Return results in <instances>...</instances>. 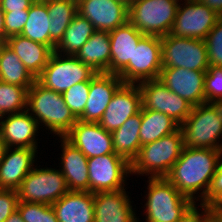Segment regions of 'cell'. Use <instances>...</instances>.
<instances>
[{"label": "cell", "instance_id": "cell-1", "mask_svg": "<svg viewBox=\"0 0 222 222\" xmlns=\"http://www.w3.org/2000/svg\"><path fill=\"white\" fill-rule=\"evenodd\" d=\"M221 159V150L184 146L165 178L194 203L206 204V196Z\"/></svg>", "mask_w": 222, "mask_h": 222}, {"label": "cell", "instance_id": "cell-2", "mask_svg": "<svg viewBox=\"0 0 222 222\" xmlns=\"http://www.w3.org/2000/svg\"><path fill=\"white\" fill-rule=\"evenodd\" d=\"M26 110L40 128L46 127L54 137H64L78 120L65 104L62 93L45 88L37 80L28 89Z\"/></svg>", "mask_w": 222, "mask_h": 222}, {"label": "cell", "instance_id": "cell-3", "mask_svg": "<svg viewBox=\"0 0 222 222\" xmlns=\"http://www.w3.org/2000/svg\"><path fill=\"white\" fill-rule=\"evenodd\" d=\"M180 129L185 147L222 151V99L193 106Z\"/></svg>", "mask_w": 222, "mask_h": 222}, {"label": "cell", "instance_id": "cell-4", "mask_svg": "<svg viewBox=\"0 0 222 222\" xmlns=\"http://www.w3.org/2000/svg\"><path fill=\"white\" fill-rule=\"evenodd\" d=\"M183 148V133L180 128L155 142L144 144L131 163V175L165 178L179 159Z\"/></svg>", "mask_w": 222, "mask_h": 222}, {"label": "cell", "instance_id": "cell-5", "mask_svg": "<svg viewBox=\"0 0 222 222\" xmlns=\"http://www.w3.org/2000/svg\"><path fill=\"white\" fill-rule=\"evenodd\" d=\"M144 191L145 222H178L194 202L166 178H148Z\"/></svg>", "mask_w": 222, "mask_h": 222}, {"label": "cell", "instance_id": "cell-6", "mask_svg": "<svg viewBox=\"0 0 222 222\" xmlns=\"http://www.w3.org/2000/svg\"><path fill=\"white\" fill-rule=\"evenodd\" d=\"M180 0H135L128 21L144 35L165 36L174 25Z\"/></svg>", "mask_w": 222, "mask_h": 222}, {"label": "cell", "instance_id": "cell-7", "mask_svg": "<svg viewBox=\"0 0 222 222\" xmlns=\"http://www.w3.org/2000/svg\"><path fill=\"white\" fill-rule=\"evenodd\" d=\"M34 166L16 190L19 201L52 205L69 189L59 169Z\"/></svg>", "mask_w": 222, "mask_h": 222}, {"label": "cell", "instance_id": "cell-8", "mask_svg": "<svg viewBox=\"0 0 222 222\" xmlns=\"http://www.w3.org/2000/svg\"><path fill=\"white\" fill-rule=\"evenodd\" d=\"M96 74L97 72L75 56L53 51L36 80L47 89L63 93L77 83L90 81Z\"/></svg>", "mask_w": 222, "mask_h": 222}, {"label": "cell", "instance_id": "cell-9", "mask_svg": "<svg viewBox=\"0 0 222 222\" xmlns=\"http://www.w3.org/2000/svg\"><path fill=\"white\" fill-rule=\"evenodd\" d=\"M161 52L162 68L207 71L210 66L205 40L177 37L169 33L161 36Z\"/></svg>", "mask_w": 222, "mask_h": 222}, {"label": "cell", "instance_id": "cell-10", "mask_svg": "<svg viewBox=\"0 0 222 222\" xmlns=\"http://www.w3.org/2000/svg\"><path fill=\"white\" fill-rule=\"evenodd\" d=\"M162 69L161 37L144 35L134 48L133 60L117 74L125 84L159 79Z\"/></svg>", "mask_w": 222, "mask_h": 222}, {"label": "cell", "instance_id": "cell-11", "mask_svg": "<svg viewBox=\"0 0 222 222\" xmlns=\"http://www.w3.org/2000/svg\"><path fill=\"white\" fill-rule=\"evenodd\" d=\"M89 192L126 189L131 176V164L118 154L88 158Z\"/></svg>", "mask_w": 222, "mask_h": 222}, {"label": "cell", "instance_id": "cell-12", "mask_svg": "<svg viewBox=\"0 0 222 222\" xmlns=\"http://www.w3.org/2000/svg\"><path fill=\"white\" fill-rule=\"evenodd\" d=\"M179 3L170 34L177 37L205 40L220 18L212 9L197 0Z\"/></svg>", "mask_w": 222, "mask_h": 222}, {"label": "cell", "instance_id": "cell-13", "mask_svg": "<svg viewBox=\"0 0 222 222\" xmlns=\"http://www.w3.org/2000/svg\"><path fill=\"white\" fill-rule=\"evenodd\" d=\"M142 108L168 115L181 125L190 114L192 105L170 91L159 79L146 80L138 84Z\"/></svg>", "mask_w": 222, "mask_h": 222}, {"label": "cell", "instance_id": "cell-14", "mask_svg": "<svg viewBox=\"0 0 222 222\" xmlns=\"http://www.w3.org/2000/svg\"><path fill=\"white\" fill-rule=\"evenodd\" d=\"M206 71L188 70L178 67H163L159 80L172 92L192 106L205 103Z\"/></svg>", "mask_w": 222, "mask_h": 222}, {"label": "cell", "instance_id": "cell-15", "mask_svg": "<svg viewBox=\"0 0 222 222\" xmlns=\"http://www.w3.org/2000/svg\"><path fill=\"white\" fill-rule=\"evenodd\" d=\"M142 108L141 91L138 84H123L108 104L99 125L108 132L121 127L125 121L139 113Z\"/></svg>", "mask_w": 222, "mask_h": 222}, {"label": "cell", "instance_id": "cell-16", "mask_svg": "<svg viewBox=\"0 0 222 222\" xmlns=\"http://www.w3.org/2000/svg\"><path fill=\"white\" fill-rule=\"evenodd\" d=\"M77 11L99 31L111 32L128 21V7L116 0H77Z\"/></svg>", "mask_w": 222, "mask_h": 222}, {"label": "cell", "instance_id": "cell-17", "mask_svg": "<svg viewBox=\"0 0 222 222\" xmlns=\"http://www.w3.org/2000/svg\"><path fill=\"white\" fill-rule=\"evenodd\" d=\"M64 137L87 158L116 154L113 150L112 133L102 128L99 123L77 120Z\"/></svg>", "mask_w": 222, "mask_h": 222}, {"label": "cell", "instance_id": "cell-18", "mask_svg": "<svg viewBox=\"0 0 222 222\" xmlns=\"http://www.w3.org/2000/svg\"><path fill=\"white\" fill-rule=\"evenodd\" d=\"M127 189L94 193V222H140ZM137 216V217H136Z\"/></svg>", "mask_w": 222, "mask_h": 222}, {"label": "cell", "instance_id": "cell-19", "mask_svg": "<svg viewBox=\"0 0 222 222\" xmlns=\"http://www.w3.org/2000/svg\"><path fill=\"white\" fill-rule=\"evenodd\" d=\"M37 155L38 149L7 147L0 162V189L17 190L39 162Z\"/></svg>", "mask_w": 222, "mask_h": 222}, {"label": "cell", "instance_id": "cell-20", "mask_svg": "<svg viewBox=\"0 0 222 222\" xmlns=\"http://www.w3.org/2000/svg\"><path fill=\"white\" fill-rule=\"evenodd\" d=\"M124 84L117 74L97 73L90 80L89 96L83 114L78 120L98 123L110 100Z\"/></svg>", "mask_w": 222, "mask_h": 222}, {"label": "cell", "instance_id": "cell-21", "mask_svg": "<svg viewBox=\"0 0 222 222\" xmlns=\"http://www.w3.org/2000/svg\"><path fill=\"white\" fill-rule=\"evenodd\" d=\"M39 129L38 122L27 110L4 115L0 126L6 147L17 148L39 149Z\"/></svg>", "mask_w": 222, "mask_h": 222}, {"label": "cell", "instance_id": "cell-22", "mask_svg": "<svg viewBox=\"0 0 222 222\" xmlns=\"http://www.w3.org/2000/svg\"><path fill=\"white\" fill-rule=\"evenodd\" d=\"M61 154L58 167L69 191H89L88 158L65 137H58Z\"/></svg>", "mask_w": 222, "mask_h": 222}, {"label": "cell", "instance_id": "cell-23", "mask_svg": "<svg viewBox=\"0 0 222 222\" xmlns=\"http://www.w3.org/2000/svg\"><path fill=\"white\" fill-rule=\"evenodd\" d=\"M58 222H94V193L68 191L52 204Z\"/></svg>", "mask_w": 222, "mask_h": 222}, {"label": "cell", "instance_id": "cell-24", "mask_svg": "<svg viewBox=\"0 0 222 222\" xmlns=\"http://www.w3.org/2000/svg\"><path fill=\"white\" fill-rule=\"evenodd\" d=\"M111 61L109 73L118 74L130 60H133L134 48L144 36L129 21L109 32Z\"/></svg>", "mask_w": 222, "mask_h": 222}, {"label": "cell", "instance_id": "cell-25", "mask_svg": "<svg viewBox=\"0 0 222 222\" xmlns=\"http://www.w3.org/2000/svg\"><path fill=\"white\" fill-rule=\"evenodd\" d=\"M6 45L19 57L29 73L37 79L46 67L53 50L22 35L8 37Z\"/></svg>", "mask_w": 222, "mask_h": 222}, {"label": "cell", "instance_id": "cell-26", "mask_svg": "<svg viewBox=\"0 0 222 222\" xmlns=\"http://www.w3.org/2000/svg\"><path fill=\"white\" fill-rule=\"evenodd\" d=\"M75 57L97 73H109L111 61L109 32L96 30Z\"/></svg>", "mask_w": 222, "mask_h": 222}, {"label": "cell", "instance_id": "cell-27", "mask_svg": "<svg viewBox=\"0 0 222 222\" xmlns=\"http://www.w3.org/2000/svg\"><path fill=\"white\" fill-rule=\"evenodd\" d=\"M141 111L129 117L124 124L112 132L114 153L126 159L130 164L138 155L141 144Z\"/></svg>", "mask_w": 222, "mask_h": 222}, {"label": "cell", "instance_id": "cell-28", "mask_svg": "<svg viewBox=\"0 0 222 222\" xmlns=\"http://www.w3.org/2000/svg\"><path fill=\"white\" fill-rule=\"evenodd\" d=\"M47 10L50 17V48L55 51L69 24L78 14L77 0H47Z\"/></svg>", "mask_w": 222, "mask_h": 222}, {"label": "cell", "instance_id": "cell-29", "mask_svg": "<svg viewBox=\"0 0 222 222\" xmlns=\"http://www.w3.org/2000/svg\"><path fill=\"white\" fill-rule=\"evenodd\" d=\"M140 144L155 142L163 136L176 132L180 125L168 115L141 108Z\"/></svg>", "mask_w": 222, "mask_h": 222}, {"label": "cell", "instance_id": "cell-30", "mask_svg": "<svg viewBox=\"0 0 222 222\" xmlns=\"http://www.w3.org/2000/svg\"><path fill=\"white\" fill-rule=\"evenodd\" d=\"M49 26L47 0H35L28 10V20L20 35L50 47Z\"/></svg>", "mask_w": 222, "mask_h": 222}, {"label": "cell", "instance_id": "cell-31", "mask_svg": "<svg viewBox=\"0 0 222 222\" xmlns=\"http://www.w3.org/2000/svg\"><path fill=\"white\" fill-rule=\"evenodd\" d=\"M95 31L88 19L77 14L66 29L63 38L56 45L55 52L75 56Z\"/></svg>", "mask_w": 222, "mask_h": 222}, {"label": "cell", "instance_id": "cell-32", "mask_svg": "<svg viewBox=\"0 0 222 222\" xmlns=\"http://www.w3.org/2000/svg\"><path fill=\"white\" fill-rule=\"evenodd\" d=\"M0 81L22 87H31L36 81L19 57L7 45L0 53Z\"/></svg>", "mask_w": 222, "mask_h": 222}, {"label": "cell", "instance_id": "cell-33", "mask_svg": "<svg viewBox=\"0 0 222 222\" xmlns=\"http://www.w3.org/2000/svg\"><path fill=\"white\" fill-rule=\"evenodd\" d=\"M29 88L0 81L1 114L4 116L26 110Z\"/></svg>", "mask_w": 222, "mask_h": 222}, {"label": "cell", "instance_id": "cell-34", "mask_svg": "<svg viewBox=\"0 0 222 222\" xmlns=\"http://www.w3.org/2000/svg\"><path fill=\"white\" fill-rule=\"evenodd\" d=\"M17 211L24 222H58L52 205L19 201Z\"/></svg>", "mask_w": 222, "mask_h": 222}, {"label": "cell", "instance_id": "cell-35", "mask_svg": "<svg viewBox=\"0 0 222 222\" xmlns=\"http://www.w3.org/2000/svg\"><path fill=\"white\" fill-rule=\"evenodd\" d=\"M90 81H83L73 85L62 93L65 104L70 108L73 115L78 119L85 110L89 96Z\"/></svg>", "mask_w": 222, "mask_h": 222}, {"label": "cell", "instance_id": "cell-36", "mask_svg": "<svg viewBox=\"0 0 222 222\" xmlns=\"http://www.w3.org/2000/svg\"><path fill=\"white\" fill-rule=\"evenodd\" d=\"M210 66L222 67V17L205 38Z\"/></svg>", "mask_w": 222, "mask_h": 222}, {"label": "cell", "instance_id": "cell-37", "mask_svg": "<svg viewBox=\"0 0 222 222\" xmlns=\"http://www.w3.org/2000/svg\"><path fill=\"white\" fill-rule=\"evenodd\" d=\"M205 101L222 99V67L209 66L205 75Z\"/></svg>", "mask_w": 222, "mask_h": 222}, {"label": "cell", "instance_id": "cell-38", "mask_svg": "<svg viewBox=\"0 0 222 222\" xmlns=\"http://www.w3.org/2000/svg\"><path fill=\"white\" fill-rule=\"evenodd\" d=\"M28 20V10L4 12L5 36L20 35Z\"/></svg>", "mask_w": 222, "mask_h": 222}, {"label": "cell", "instance_id": "cell-39", "mask_svg": "<svg viewBox=\"0 0 222 222\" xmlns=\"http://www.w3.org/2000/svg\"><path fill=\"white\" fill-rule=\"evenodd\" d=\"M206 204L211 208L222 209V159L219 161L212 183L206 196Z\"/></svg>", "mask_w": 222, "mask_h": 222}, {"label": "cell", "instance_id": "cell-40", "mask_svg": "<svg viewBox=\"0 0 222 222\" xmlns=\"http://www.w3.org/2000/svg\"><path fill=\"white\" fill-rule=\"evenodd\" d=\"M18 202L16 190L0 189V222H4L17 210Z\"/></svg>", "mask_w": 222, "mask_h": 222}, {"label": "cell", "instance_id": "cell-41", "mask_svg": "<svg viewBox=\"0 0 222 222\" xmlns=\"http://www.w3.org/2000/svg\"><path fill=\"white\" fill-rule=\"evenodd\" d=\"M35 0H0L4 12L29 10Z\"/></svg>", "mask_w": 222, "mask_h": 222}, {"label": "cell", "instance_id": "cell-42", "mask_svg": "<svg viewBox=\"0 0 222 222\" xmlns=\"http://www.w3.org/2000/svg\"><path fill=\"white\" fill-rule=\"evenodd\" d=\"M197 204L194 203L178 222H202V203Z\"/></svg>", "mask_w": 222, "mask_h": 222}, {"label": "cell", "instance_id": "cell-43", "mask_svg": "<svg viewBox=\"0 0 222 222\" xmlns=\"http://www.w3.org/2000/svg\"><path fill=\"white\" fill-rule=\"evenodd\" d=\"M202 222H222V209L211 208L202 203Z\"/></svg>", "mask_w": 222, "mask_h": 222}, {"label": "cell", "instance_id": "cell-44", "mask_svg": "<svg viewBox=\"0 0 222 222\" xmlns=\"http://www.w3.org/2000/svg\"><path fill=\"white\" fill-rule=\"evenodd\" d=\"M212 9L219 17H222V0H197Z\"/></svg>", "mask_w": 222, "mask_h": 222}, {"label": "cell", "instance_id": "cell-45", "mask_svg": "<svg viewBox=\"0 0 222 222\" xmlns=\"http://www.w3.org/2000/svg\"><path fill=\"white\" fill-rule=\"evenodd\" d=\"M0 39H4L5 41L7 40L4 31V11L2 10L1 7H0Z\"/></svg>", "mask_w": 222, "mask_h": 222}, {"label": "cell", "instance_id": "cell-46", "mask_svg": "<svg viewBox=\"0 0 222 222\" xmlns=\"http://www.w3.org/2000/svg\"><path fill=\"white\" fill-rule=\"evenodd\" d=\"M4 222H24L21 218V215L16 210L13 214H11Z\"/></svg>", "mask_w": 222, "mask_h": 222}, {"label": "cell", "instance_id": "cell-47", "mask_svg": "<svg viewBox=\"0 0 222 222\" xmlns=\"http://www.w3.org/2000/svg\"><path fill=\"white\" fill-rule=\"evenodd\" d=\"M6 148L7 147H6L5 141H4V139L2 137V134L0 132V162H1L2 158H3V156H4Z\"/></svg>", "mask_w": 222, "mask_h": 222}, {"label": "cell", "instance_id": "cell-48", "mask_svg": "<svg viewBox=\"0 0 222 222\" xmlns=\"http://www.w3.org/2000/svg\"><path fill=\"white\" fill-rule=\"evenodd\" d=\"M116 1L123 3L125 6L129 8L135 0H116Z\"/></svg>", "mask_w": 222, "mask_h": 222}, {"label": "cell", "instance_id": "cell-49", "mask_svg": "<svg viewBox=\"0 0 222 222\" xmlns=\"http://www.w3.org/2000/svg\"><path fill=\"white\" fill-rule=\"evenodd\" d=\"M6 45V41L4 39H0V53L2 48Z\"/></svg>", "mask_w": 222, "mask_h": 222}, {"label": "cell", "instance_id": "cell-50", "mask_svg": "<svg viewBox=\"0 0 222 222\" xmlns=\"http://www.w3.org/2000/svg\"><path fill=\"white\" fill-rule=\"evenodd\" d=\"M2 119H3V115L0 112V126H1Z\"/></svg>", "mask_w": 222, "mask_h": 222}]
</instances>
